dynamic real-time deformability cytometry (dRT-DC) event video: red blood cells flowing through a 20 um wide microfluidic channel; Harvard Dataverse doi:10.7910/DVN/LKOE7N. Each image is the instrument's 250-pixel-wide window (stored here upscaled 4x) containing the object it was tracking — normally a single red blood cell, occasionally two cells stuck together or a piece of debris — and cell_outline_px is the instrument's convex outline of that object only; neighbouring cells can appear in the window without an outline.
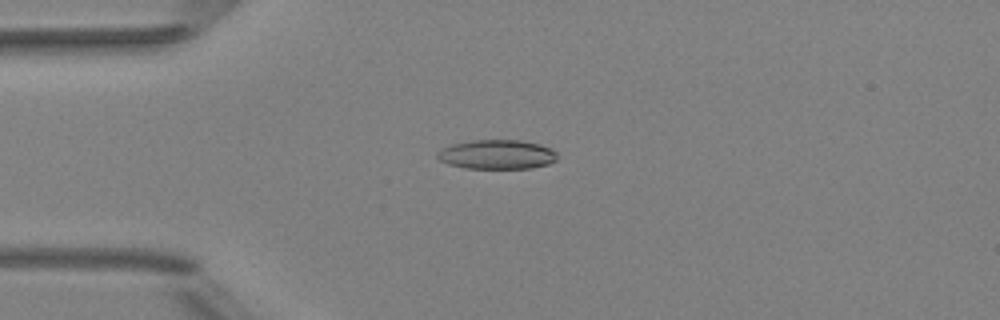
{"species": "Egyptian fruit bat (a non-hibernating species)", "species_latin": "Rousettus aegyptiacus", "temperature_condition": "room temperature", "stored_images_in_passage": 5, "camera_frame_rate_fps": 3000, "um_per_image_px": 0.085, "animal": {"sex": "female"}, "frame": {"image": 1, "passage_image": 3, "time_ms": 2.0, "image_size_px": [1000, 320], "cell_outline_px": [[556, 160], [548, 164], [532, 168], [464, 168], [448, 164], [440, 160], [436, 156], [436, 152], [452, 144], [472, 140], [520, 140], [540, 144], [552, 148], [556, 152]], "centroid_in_image_um": [42.25, 13.13], "position_along_channel_um": 42.8, "area_um2": 20.52}}
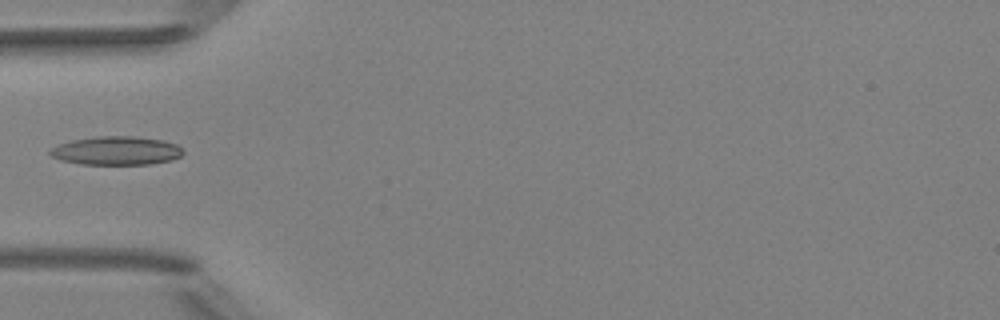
{"frame": {"image": 2, "passage_image": 4, "time_ms": 3.333, "image_size_px": [1000, 320], "cell_outline_px": [[184, 152], [180, 156], [172, 160], [148, 164], [80, 164], [60, 160], [52, 156], [48, 152], [52, 148], [60, 144], [72, 140], [100, 136], [132, 136], [164, 140], [176, 144]], "centroid_in_image_um": [9.9, 12.81], "position_along_channel_um": 75.1, "area_um2": 22.02}}
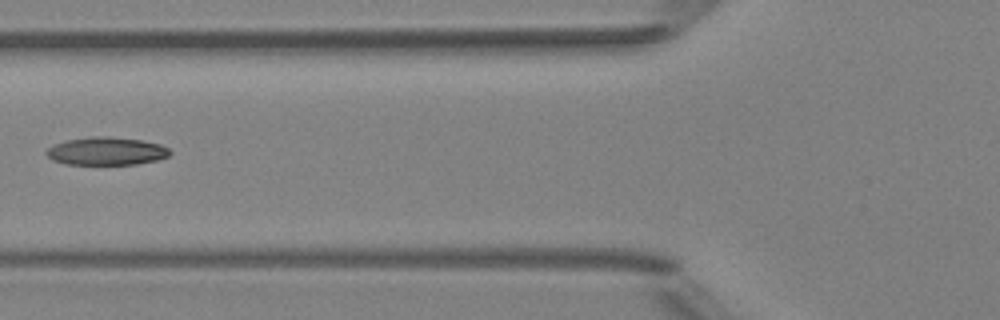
{"frame": {"image": 3, "passage_image": 5, "time_ms": 4.333, "image_size_px": [1000, 320], "cell_outline_px": [[172, 152], [168, 156], [156, 160], [136, 164], [64, 164], [52, 160], [44, 152], [52, 144], [68, 140], [92, 136], [108, 136], [140, 140], [160, 144], [168, 148]], "centroid_in_image_um": [9.01, 12.84], "position_along_channel_um": 116.8, "area_um2": 20.11}}